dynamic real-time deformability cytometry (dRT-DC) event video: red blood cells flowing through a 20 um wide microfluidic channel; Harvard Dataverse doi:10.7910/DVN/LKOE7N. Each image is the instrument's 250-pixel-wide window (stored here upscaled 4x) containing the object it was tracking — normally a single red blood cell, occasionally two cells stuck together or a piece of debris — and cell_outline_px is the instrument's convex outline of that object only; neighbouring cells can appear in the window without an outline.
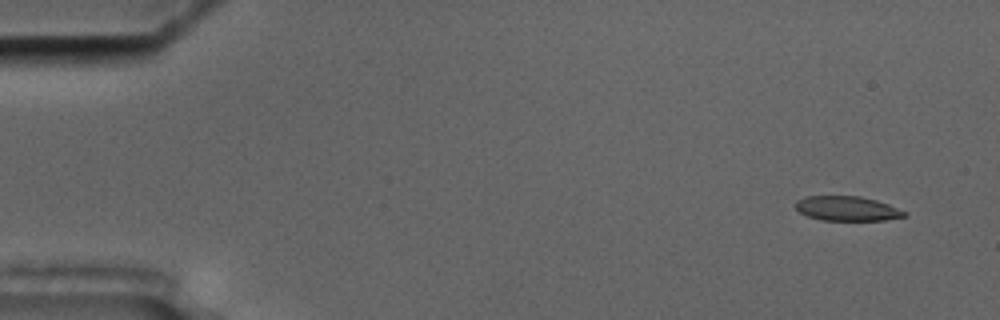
{"species": "common noctule bat (a hibernating species)", "species_latin": "Nyctalus noctula", "temperature_condition": "cold", "stored_images_in_passage": 4, "camera_frame_rate_fps": 3000, "um_per_image_px": 0.085, "animal": {"sex": "male", "body_mass_g": 17.5, "forearm_length_mm": 52.3}, "frame": {"image": 1, "passage_image": 1, "time_ms": 0.0, "image_size_px": [1000, 320], "cell_outline_px": [[908, 216], [884, 220], [820, 220], [808, 216], [800, 212], [796, 208], [796, 200], [804, 196], [860, 196], [876, 200], [888, 204], [908, 212]], "centroid_in_image_um": [72.02, 17.72], "position_along_channel_um": 13.0, "area_um2": 15.66}}